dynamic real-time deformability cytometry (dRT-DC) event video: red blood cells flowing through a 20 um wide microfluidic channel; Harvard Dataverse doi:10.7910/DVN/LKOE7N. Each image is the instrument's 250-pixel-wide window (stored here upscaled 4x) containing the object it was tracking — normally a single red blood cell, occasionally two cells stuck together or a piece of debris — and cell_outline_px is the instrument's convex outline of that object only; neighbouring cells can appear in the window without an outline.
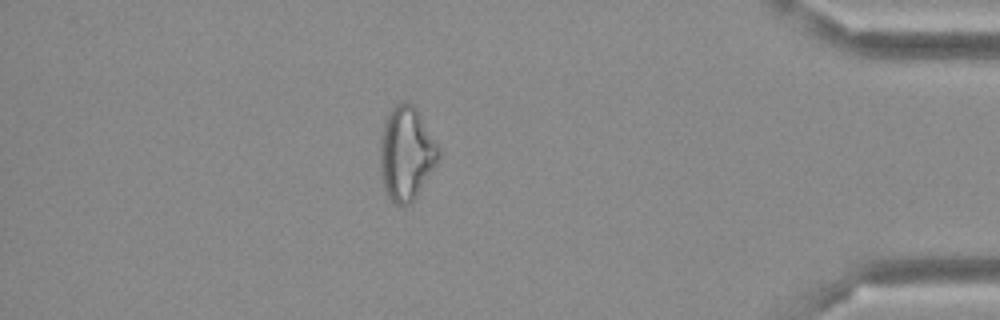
{"species": "Egyptian fruit bat (a non-hibernating species)", "species_latin": "Rousettus aegyptiacus", "temperature_condition": "cold", "stored_images_in_passage": 46, "camera_frame_rate_fps": 3000, "um_per_image_px": 0.085, "frame": {"image": 1, "passage_image": 40, "time_ms": 13.0, "image_size_px": [1000, 320], "cell_outline_px": [[440, 160], [416, 196], [404, 208], [392, 204], [384, 188], [380, 168], [380, 136], [384, 120], [388, 112], [396, 104], [404, 100], [408, 100], [416, 108], [440, 148]], "centroid_in_image_um": [34.53, 13.04], "position_along_channel_um": 400.7, "area_um2": 32.43}}